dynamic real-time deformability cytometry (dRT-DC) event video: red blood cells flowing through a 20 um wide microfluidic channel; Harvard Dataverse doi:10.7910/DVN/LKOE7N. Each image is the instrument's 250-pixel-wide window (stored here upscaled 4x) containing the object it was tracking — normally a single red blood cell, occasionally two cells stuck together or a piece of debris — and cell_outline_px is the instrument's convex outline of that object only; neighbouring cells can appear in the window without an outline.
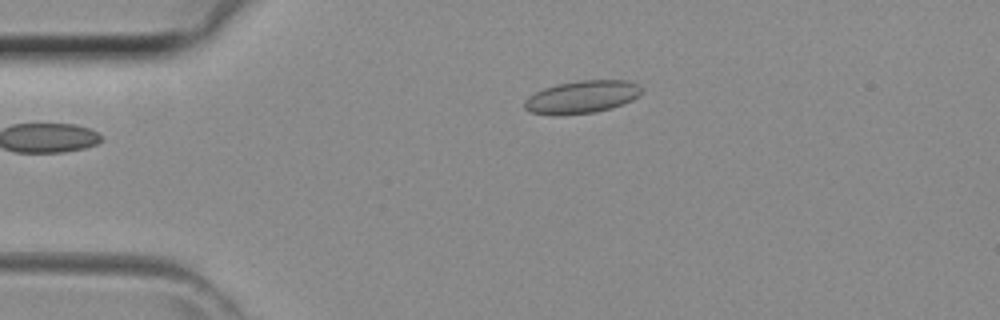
{"species": "common noctule bat (a hibernating species)", "species_latin": "Nyctalus noctula", "temperature_condition": "room temperature", "stored_images_in_passage": 30, "camera_frame_rate_fps": 3000, "um_per_image_px": 0.085, "animal": {"sex": "female", "body_mass_g": 29.2, "forearm_length_mm": 56.3}, "frame": {"image": 1, "passage_image": 1, "time_ms": 0.0, "image_size_px": [1000, 320], "cell_outline_px": [[640, 96], [632, 100], [608, 108], [592, 112], [532, 112], [524, 108], [524, 100], [528, 96], [544, 88], [556, 84], [580, 80], [624, 80], [636, 84], [640, 88]], "centroid_in_image_um": [49.48, 8.18], "position_along_channel_um": 35.5, "area_um2": 21.15}}
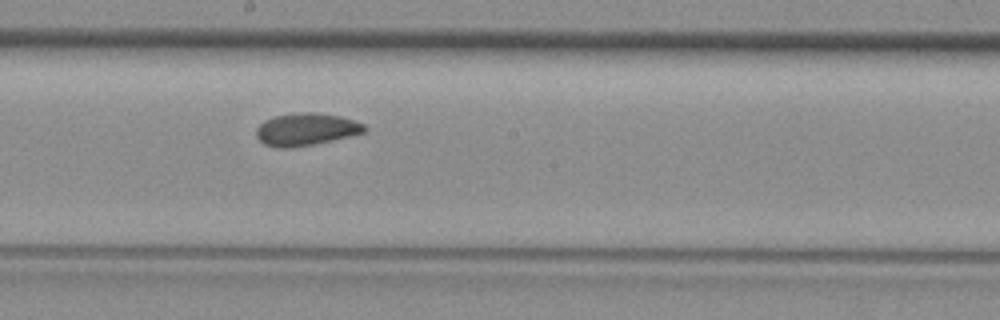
{"frame": {"image": 2, "passage_image": 15, "time_ms": 4.667, "image_size_px": [1000, 320], "cell_outline_px": [[368, 128], [364, 132], [332, 140], [292, 148], [276, 148], [264, 144], [256, 136], [256, 128], [264, 120], [276, 116], [300, 112], [316, 112], [340, 116], [364, 124]], "centroid_in_image_um": [25.99, 10.99], "position_along_channel_um": 222.2, "area_um2": 20.35}}
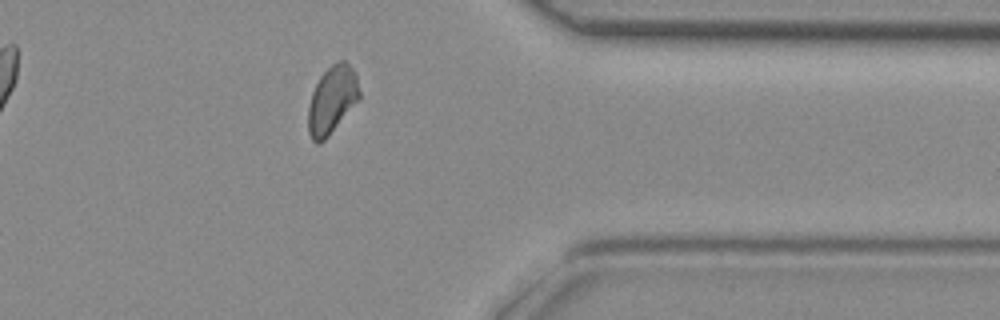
{"frame": {"image": 3, "passage_image": 26, "time_ms": 8.333, "image_size_px": [1000, 320], "cell_outline_px": [[360, 100], [328, 136], [320, 144], [316, 144], [312, 140], [308, 132], [308, 108], [312, 92], [320, 76], [332, 64], [340, 60], [344, 60], [352, 68], [356, 76], [360, 92]], "centroid_in_image_um": [28.22, 8.51], "position_along_channel_um": 383.2, "area_um2": 20.23}}